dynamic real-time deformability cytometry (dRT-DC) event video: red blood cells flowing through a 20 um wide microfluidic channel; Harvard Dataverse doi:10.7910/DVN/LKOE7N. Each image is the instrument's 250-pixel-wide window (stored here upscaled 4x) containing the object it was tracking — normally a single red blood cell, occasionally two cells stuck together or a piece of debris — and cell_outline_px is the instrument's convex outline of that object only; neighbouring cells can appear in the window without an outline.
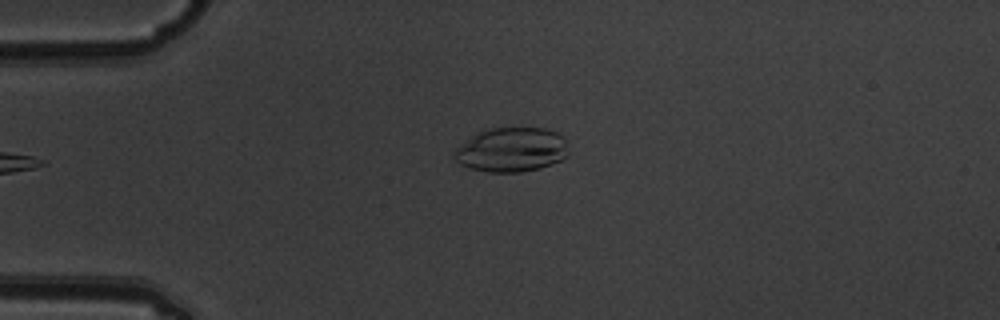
{"species": "common noctule bat (a hibernating species)", "species_latin": "Nyctalus noctula", "temperature_condition": "warm", "stored_images_in_passage": 5, "camera_frame_rate_fps": 3000, "um_per_image_px": 0.085, "animal": {"sex": "male", "body_mass_g": 19.5, "forearm_length_mm": 54.6}, "frame": {"image": 1, "passage_image": 5, "time_ms": 1.333, "image_size_px": [1000, 320], "cell_outline_px": [[568, 156], [552, 164], [540, 168], [524, 172], [488, 172], [468, 168], [460, 164], [452, 156], [452, 152], [456, 148], [476, 132], [492, 128], [548, 128], [564, 136], [568, 152]], "centroid_in_image_um": [43.47, 12.73], "position_along_channel_um": 41.5, "area_um2": 29.88}}